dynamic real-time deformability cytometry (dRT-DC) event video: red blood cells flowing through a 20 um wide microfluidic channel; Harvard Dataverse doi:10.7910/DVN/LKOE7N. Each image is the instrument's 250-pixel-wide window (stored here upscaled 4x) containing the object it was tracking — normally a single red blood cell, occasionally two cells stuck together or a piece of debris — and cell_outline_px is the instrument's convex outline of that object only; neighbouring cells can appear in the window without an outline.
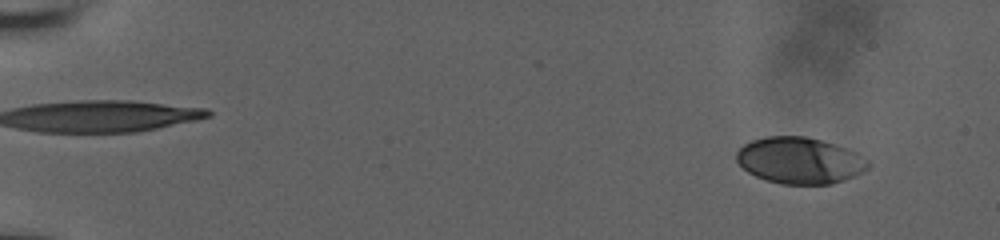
{"species": "human", "species_latin": "Homo sapiens", "temperature_condition": "room temperature", "stored_images_in_passage": 54, "camera_frame_rate_fps": 3000, "um_per_image_px": 0.085, "donor": {"sex": "male"}, "frame": {"image": 1, "passage_image": 4, "time_ms": 1.0, "image_size_px": [1000, 240], "cell_outline_px": [[872, 164], [868, 168], [844, 180], [832, 184], [780, 184], [756, 176], [748, 172], [736, 160], [736, 152], [744, 144], [752, 140], [768, 136], [804, 136], [820, 140], [848, 148], [856, 152], [868, 160]], "centroid_in_image_um": [67.98, 13.64], "position_along_channel_um": 17.0, "area_um2": 35.49}}
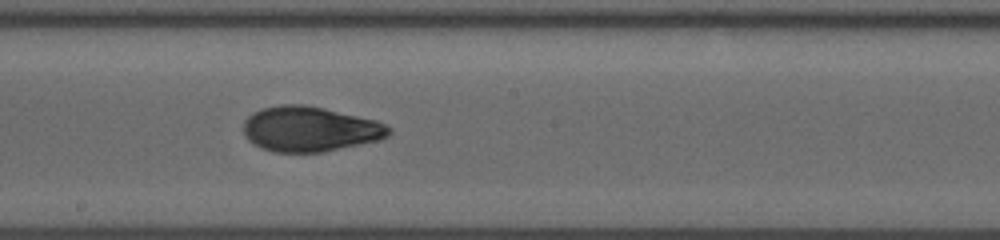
{"frame": {"image": 2, "passage_image": 32, "time_ms": 10.333, "image_size_px": [1000, 240], "cell_outline_px": [[392, 132], [388, 136], [380, 140], [320, 152], [272, 152], [260, 148], [248, 140], [244, 136], [244, 120], [252, 112], [264, 108], [280, 104], [304, 104], [324, 108], [376, 120], [392, 128]], "centroid_in_image_um": [26.32, 10.96], "position_along_channel_um": 221.9, "area_um2": 38.32}}
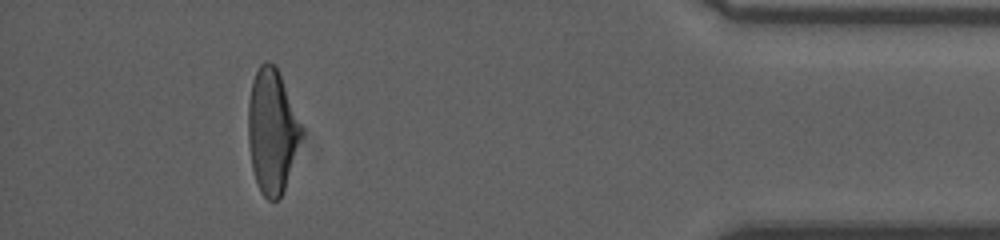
{"frame": {"image": 3, "passage_image": 50, "time_ms": 16.333, "image_size_px": [1000, 240], "cell_outline_px": [[304, 132], [284, 192], [280, 200], [268, 200], [260, 192], [252, 168], [248, 144], [248, 100], [252, 80], [260, 64], [264, 60], [268, 60], [276, 64], [304, 128]], "centroid_in_image_um": [23.14, 11.13], "position_along_channel_um": 412.1, "area_um2": 39.36}, "authors_computed_cell_mechanics": {"area_um2": 37.1943, "velocity_mm_per_s": 3.9418, "shape_relaxation_time_tau1_ms": 5.5564, "shape_relaxation_time_tau2_ms": 1.5375, "deformation_change_tau1": 0.193, "deformation_change_tau2": 0.0705}}